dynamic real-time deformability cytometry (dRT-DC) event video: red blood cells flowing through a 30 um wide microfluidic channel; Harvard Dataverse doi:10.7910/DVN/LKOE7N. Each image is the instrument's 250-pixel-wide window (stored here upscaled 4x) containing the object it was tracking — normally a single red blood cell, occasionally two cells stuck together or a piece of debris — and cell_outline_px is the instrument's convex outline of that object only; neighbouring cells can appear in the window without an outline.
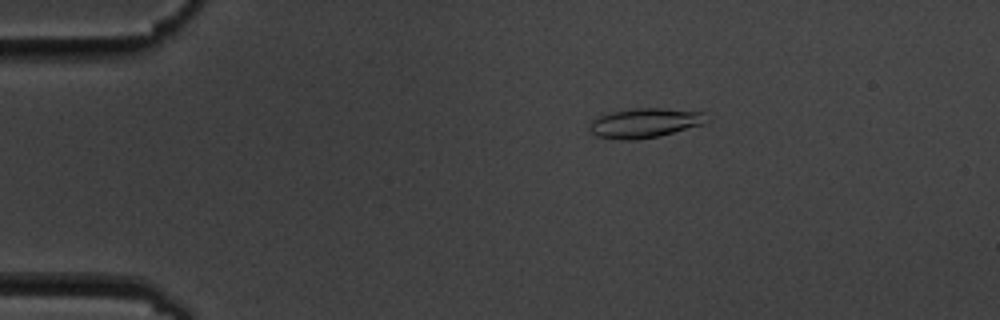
{"species": "common noctule bat (a hibernating species)", "species_latin": "Nyctalus noctula", "temperature_condition": "cold", "stored_images_in_passage": 6, "camera_frame_rate_fps": 3000, "um_per_image_px": 0.085, "animal": {"sex": "male", "body_mass_g": 19.5, "forearm_length_mm": 54.6}, "frame": {"image": 1, "passage_image": 4, "time_ms": 3.333, "image_size_px": [1000, 320], "cell_outline_px": [[708, 120], [704, 124], [660, 136], [636, 140], [620, 140], [596, 136], [588, 128], [588, 124], [592, 120], [600, 116], [612, 112], [632, 108], [664, 108], [704, 112]], "centroid_in_image_um": [54.8, 10.46], "position_along_channel_um": 30.2, "area_um2": 20.29}}